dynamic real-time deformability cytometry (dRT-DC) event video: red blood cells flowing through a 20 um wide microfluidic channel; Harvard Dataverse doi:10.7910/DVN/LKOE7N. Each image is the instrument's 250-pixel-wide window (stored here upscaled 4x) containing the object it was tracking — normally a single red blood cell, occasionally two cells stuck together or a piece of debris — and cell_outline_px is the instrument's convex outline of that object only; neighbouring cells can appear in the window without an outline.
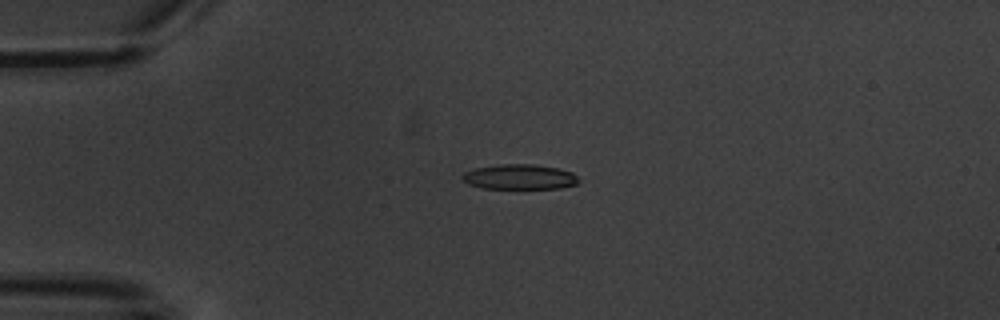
{"species": "common noctule bat (a hibernating species)", "species_latin": "Nyctalus noctula", "temperature_condition": "warm", "stored_images_in_passage": 3, "camera_frame_rate_fps": 3000, "um_per_image_px": 0.085, "animal": {"sex": "male", "body_mass_g": 20.1, "forearm_length_mm": 53.5}, "frame": {"image": 1, "passage_image": 2, "time_ms": 1.333, "image_size_px": [1000, 320], "cell_outline_px": [[580, 180], [576, 184], [560, 188], [480, 188], [468, 184], [460, 176], [464, 172], [476, 168], [500, 164], [532, 164], [560, 168], [572, 172]], "centroid_in_image_um": [44.16, 15.03], "position_along_channel_um": 40.8, "area_um2": 16.99}}